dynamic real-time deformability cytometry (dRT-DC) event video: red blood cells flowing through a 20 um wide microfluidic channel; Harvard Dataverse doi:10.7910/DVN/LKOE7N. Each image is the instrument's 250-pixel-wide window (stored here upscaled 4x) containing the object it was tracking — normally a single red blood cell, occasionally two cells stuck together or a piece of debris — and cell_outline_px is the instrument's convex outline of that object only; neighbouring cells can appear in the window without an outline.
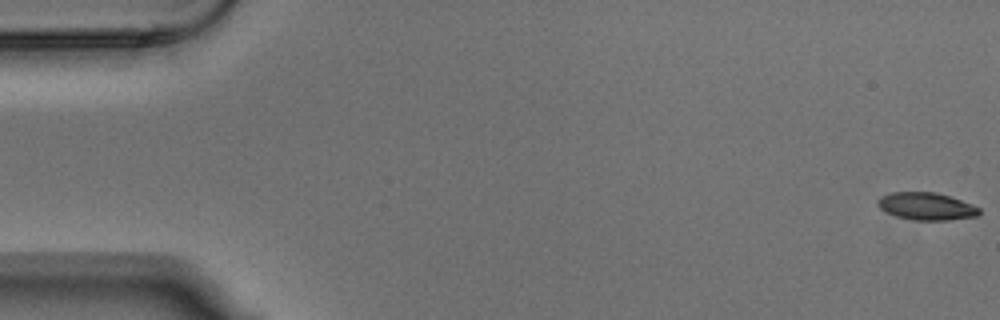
{"species": "Egyptian fruit bat (a non-hibernating species)", "species_latin": "Rousettus aegyptiacus", "temperature_condition": "warm", "stored_images_in_passage": 6, "camera_frame_rate_fps": 3000, "um_per_image_px": 0.085, "animal": {"sex": "male"}, "frame": {"image": 1, "passage_image": 1, "time_ms": 0.0, "image_size_px": [1000, 320], "cell_outline_px": [[980, 212], [976, 216], [948, 220], [916, 220], [896, 216], [884, 212], [876, 204], [876, 200], [880, 196], [892, 192], [936, 192], [972, 204], [980, 208]], "centroid_in_image_um": [78.69, 17.53], "position_along_channel_um": 6.3, "area_um2": 16.24}}